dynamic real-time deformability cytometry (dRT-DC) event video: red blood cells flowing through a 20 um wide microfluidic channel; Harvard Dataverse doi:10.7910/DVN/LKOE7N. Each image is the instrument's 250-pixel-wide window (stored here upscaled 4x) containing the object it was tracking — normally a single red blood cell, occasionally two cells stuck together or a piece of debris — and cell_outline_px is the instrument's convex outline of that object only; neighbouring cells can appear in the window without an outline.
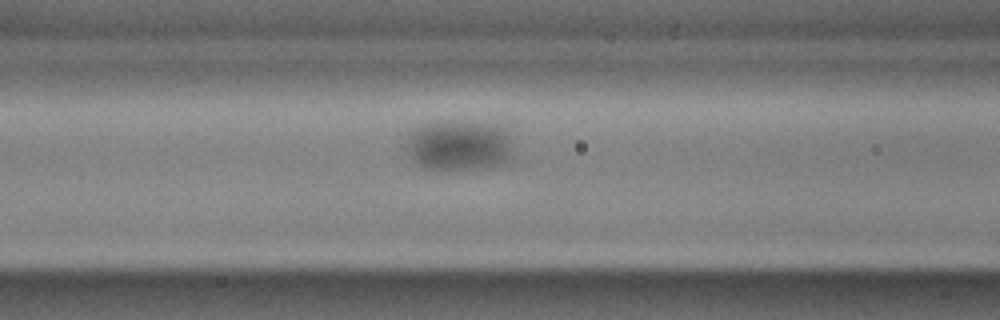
{"species": "common noctule bat (a hibernating species)", "species_latin": "Nyctalus noctula", "temperature_condition": "cold", "stored_images_in_passage": 17, "camera_frame_rate_fps": 3000, "um_per_image_px": 0.085, "animal": {"sex": "male", "body_mass_g": 17.9, "forearm_length_mm": 54.2}, "frame": {"image": 1, "passage_image": 15, "time_ms": 4.667, "image_size_px": [1000, 320], "cell_outline_px": [[516, 156], [512, 164], [496, 168], [444, 172], [440, 172], [420, 168], [412, 160], [408, 152], [408, 140], [412, 132], [416, 128], [424, 124], [440, 120], [460, 120], [500, 124], [508, 128]], "centroid_in_image_um": [39.18, 12.41], "position_along_channel_um": 127.4, "area_um2": 34.04}}